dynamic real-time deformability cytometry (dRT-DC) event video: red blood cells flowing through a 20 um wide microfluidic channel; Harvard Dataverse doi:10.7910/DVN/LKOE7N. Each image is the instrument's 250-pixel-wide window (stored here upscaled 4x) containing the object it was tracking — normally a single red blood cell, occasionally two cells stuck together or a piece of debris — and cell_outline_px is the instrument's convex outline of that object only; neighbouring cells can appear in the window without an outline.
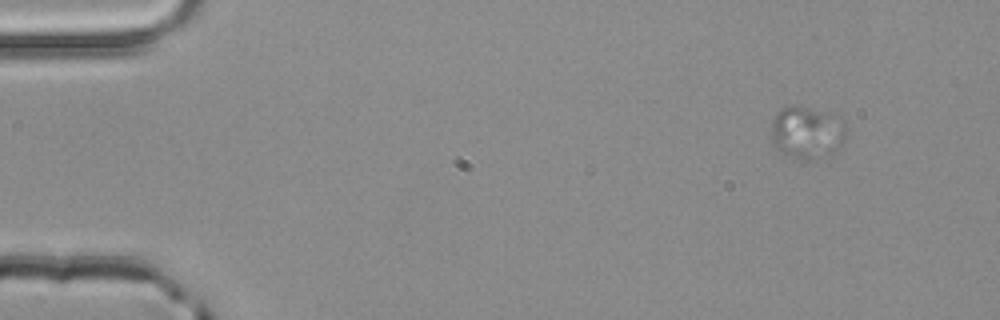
{"species": "common noctule bat (a hibernating species)", "species_latin": "Nyctalus noctula", "temperature_condition": "room temperature", "stored_images_in_passage": 5, "camera_frame_rate_fps": 3000, "um_per_image_px": 0.085, "animal": {"sex": "male", "body_mass_g": 20.4}, "frame": {"image": 1, "passage_image": 4, "time_ms": 1.0, "image_size_px": [1000, 320], "cell_outline_px": [[832, 112], [804, 156], [796, 156], [784, 152], [776, 148], [772, 144], [772, 120], [780, 108], [788, 104], [792, 104]], "centroid_in_image_um": [67.76, 10.9], "position_along_channel_um": 17.2, "area_um2": 15.43}}